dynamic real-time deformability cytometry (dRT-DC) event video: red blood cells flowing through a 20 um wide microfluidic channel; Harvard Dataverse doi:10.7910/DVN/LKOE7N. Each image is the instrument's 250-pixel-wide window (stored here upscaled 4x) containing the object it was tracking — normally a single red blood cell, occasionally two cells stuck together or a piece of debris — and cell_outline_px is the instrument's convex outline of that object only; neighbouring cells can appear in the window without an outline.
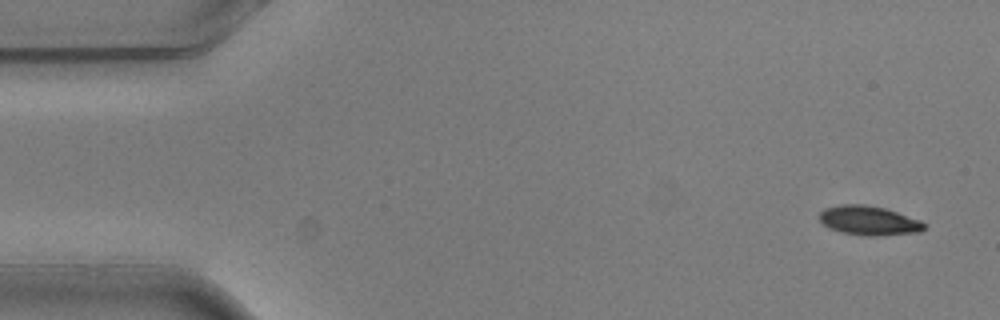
{"species": "common noctule bat (a hibernating species)", "species_latin": "Nyctalus noctula", "temperature_condition": "warm", "stored_images_in_passage": 3, "camera_frame_rate_fps": 3000, "um_per_image_px": 0.085, "animal": {"sex": "male", "body_mass_g": 20.5, "forearm_length_mm": 52.5}, "frame": {"image": 1, "passage_image": 1, "time_ms": 0.0, "image_size_px": [1000, 320], "cell_outline_px": [[928, 228], [920, 232], [880, 236], [872, 236], [840, 232], [828, 228], [820, 220], [820, 212], [824, 208], [840, 204], [864, 204], [884, 208], [920, 220], [928, 224]], "centroid_in_image_um": [73.89, 18.75], "position_along_channel_um": 11.1, "area_um2": 18.03}}
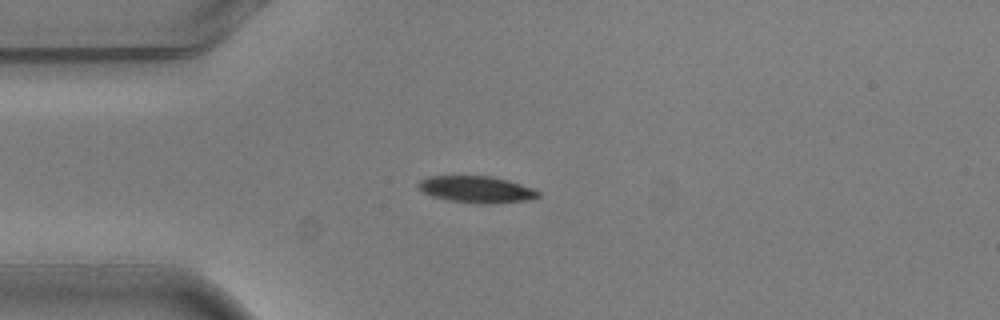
{"frame": {"image": 2, "passage_image": 3, "time_ms": 0.667, "image_size_px": [1000, 320], "cell_outline_px": [[540, 196], [528, 200], [492, 204], [476, 204], [448, 200], [432, 196], [424, 192], [416, 184], [420, 180], [428, 176], [492, 176], [508, 180], [536, 188], [540, 192]], "centroid_in_image_um": [40.54, 16.1], "position_along_channel_um": 44.5, "area_um2": 18.9}}